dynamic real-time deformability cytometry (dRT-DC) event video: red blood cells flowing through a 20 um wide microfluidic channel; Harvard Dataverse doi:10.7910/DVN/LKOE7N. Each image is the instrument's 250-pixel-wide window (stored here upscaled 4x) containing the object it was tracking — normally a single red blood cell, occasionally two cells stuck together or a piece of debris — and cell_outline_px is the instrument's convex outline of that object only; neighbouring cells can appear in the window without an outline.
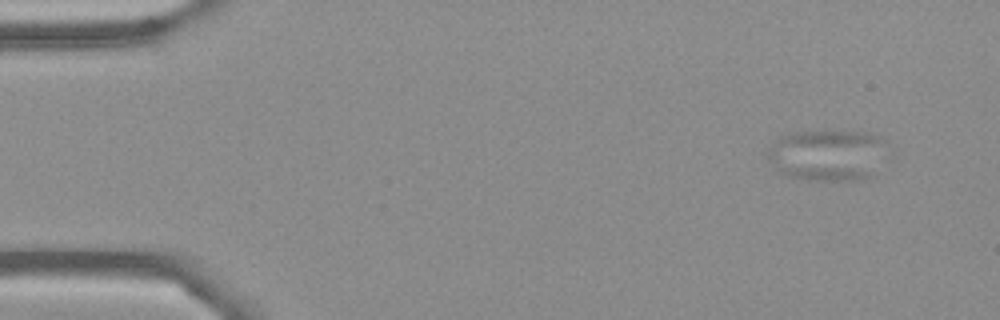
{"species": "Egyptian fruit bat (a non-hibernating species)", "species_latin": "Rousettus aegyptiacus", "temperature_condition": "cold", "stored_images_in_passage": 5, "camera_frame_rate_fps": 3000, "um_per_image_px": 0.085, "frame": {"image": 1, "passage_image": 1, "time_ms": 0.0, "image_size_px": [1000, 320], "cell_outline_px": [[896, 148], [892, 156], [868, 180], [808, 180], [788, 176], [780, 172], [764, 156], [764, 152], [780, 136], [792, 132], [868, 132], [880, 136], [888, 140]], "centroid_in_image_um": [70.53, 13.19], "position_along_channel_um": 14.5, "area_um2": 37.63}}
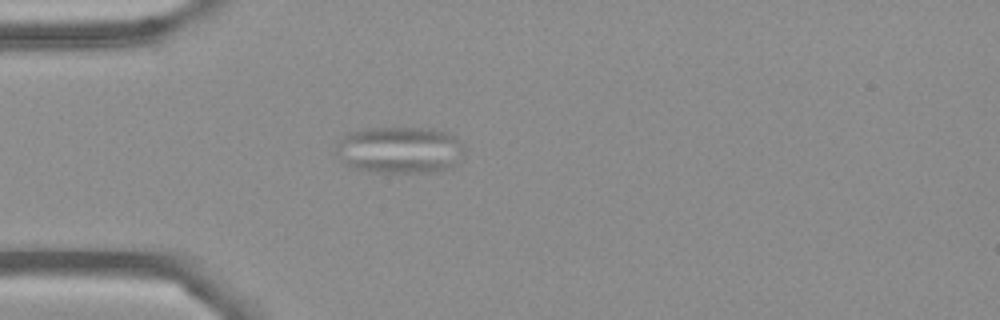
{"frame": {"image": 2, "passage_image": 4, "time_ms": 3.667, "image_size_px": [1000, 320], "cell_outline_px": [[464, 156], [452, 168], [432, 172], [372, 172], [348, 168], [344, 164], [336, 152], [336, 144], [344, 132], [364, 128], [432, 128], [448, 132], [464, 144]], "centroid_in_image_um": [33.96, 12.74], "position_along_channel_um": 51.0, "area_um2": 35.95}}